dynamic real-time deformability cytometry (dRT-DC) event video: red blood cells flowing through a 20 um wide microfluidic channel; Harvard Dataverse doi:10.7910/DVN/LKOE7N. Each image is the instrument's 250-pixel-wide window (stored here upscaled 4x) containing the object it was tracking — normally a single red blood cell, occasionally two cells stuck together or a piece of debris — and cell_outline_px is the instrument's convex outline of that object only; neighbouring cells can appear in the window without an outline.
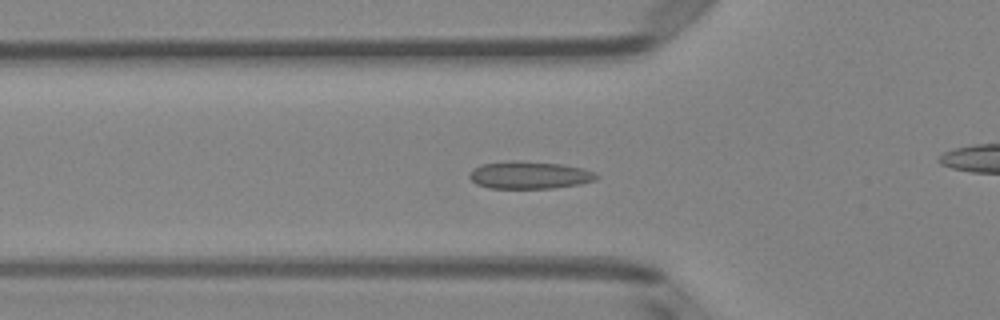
{"species": "Egyptian fruit bat (a non-hibernating species)", "species_latin": "Rousettus aegyptiacus", "temperature_condition": "room temperature", "stored_images_in_passage": 51, "camera_frame_rate_fps": 3000, "um_per_image_px": 0.085, "animal": {"sex": "female"}, "frame": {"image": 1, "passage_image": 17, "time_ms": 5.333, "image_size_px": [1000, 320], "cell_outline_px": [[600, 176], [596, 180], [580, 184], [552, 188], [488, 188], [476, 184], [468, 176], [472, 168], [484, 164], [516, 160], [560, 164], [584, 168]], "centroid_in_image_um": [45.0, 14.88], "position_along_channel_um": 80.8, "area_um2": 20.29}}
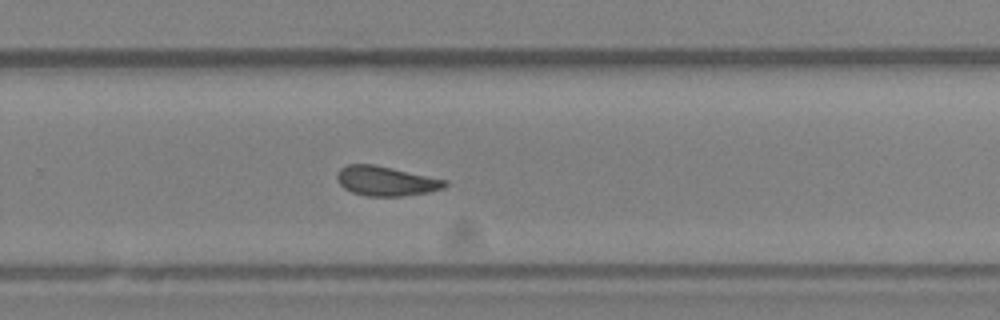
{"frame": {"image": 2, "passage_image": 33, "time_ms": 10.667, "image_size_px": [1000, 320], "cell_outline_px": [[448, 184], [444, 188], [428, 192], [400, 196], [368, 196], [352, 192], [344, 188], [336, 180], [336, 176], [340, 168], [348, 164], [372, 164], [392, 168], [448, 180]], "centroid_in_image_um": [32.8, 15.38], "position_along_channel_um": 297.0, "area_um2": 18.55}}
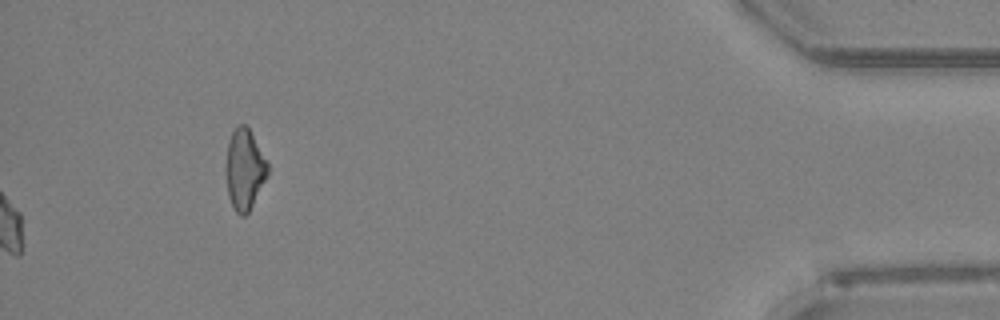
{"frame": {"image": 3, "passage_image": 51, "time_ms": 16.667, "image_size_px": [1000, 320], "cell_outline_px": [[268, 176], [248, 212], [244, 216], [240, 216], [236, 212], [228, 196], [228, 144], [232, 132], [240, 124], [244, 124], [248, 128], [268, 164]], "centroid_in_image_um": [20.82, 14.43], "position_along_channel_um": 414.4, "area_um2": 18.73}, "authors_computed_cell_mechanics": {"area_um2": 18.9584, "velocity_mm_per_s": 4.0697, "shape_relaxation_time_tau1_ms": 4.775, "shape_relaxation_time_tau2_ms": 1.0458, "deformation_change_tau1": 0.1162, "deformation_change_tau2": 0.067}}